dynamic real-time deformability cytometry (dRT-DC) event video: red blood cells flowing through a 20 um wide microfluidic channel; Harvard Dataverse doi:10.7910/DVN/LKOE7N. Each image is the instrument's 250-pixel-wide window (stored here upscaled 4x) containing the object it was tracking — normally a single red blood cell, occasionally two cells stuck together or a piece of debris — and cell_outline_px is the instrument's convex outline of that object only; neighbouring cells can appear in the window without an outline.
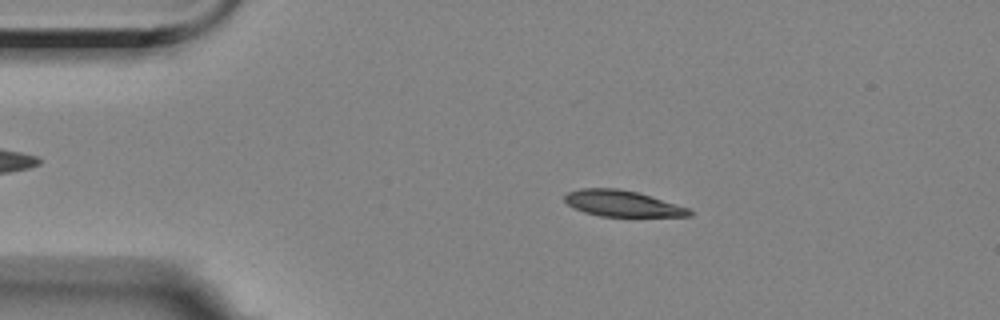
{"species": "Egyptian fruit bat (a non-hibernating species)", "species_latin": "Rousettus aegyptiacus", "temperature_condition": "room temperature", "stored_images_in_passage": 56, "camera_frame_rate_fps": 3000, "um_per_image_px": 0.085, "animal": {"sex": "female"}, "frame": {"image": 1, "passage_image": 10, "time_ms": 3.0, "image_size_px": [1000, 320], "cell_outline_px": [[692, 216], [600, 216], [584, 212], [568, 204], [564, 200], [564, 196], [568, 192], [580, 188], [616, 188], [640, 192], [688, 208], [692, 212]], "centroid_in_image_um": [52.89, 17.28], "position_along_channel_um": 32.1, "area_um2": 18.84}}
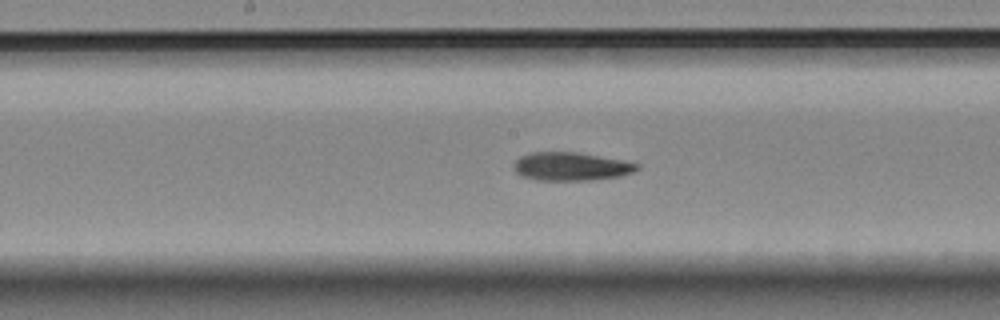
{"frame": {"image": 2, "passage_image": 28, "time_ms": 9.0, "image_size_px": [1000, 320], "cell_outline_px": [[640, 168], [632, 172], [620, 176], [588, 180], [536, 180], [520, 176], [512, 168], [512, 164], [520, 156], [532, 152], [576, 152], [620, 160], [640, 164]], "centroid_in_image_um": [48.47, 14.15], "position_along_channel_um": 199.7, "area_um2": 20.29}}
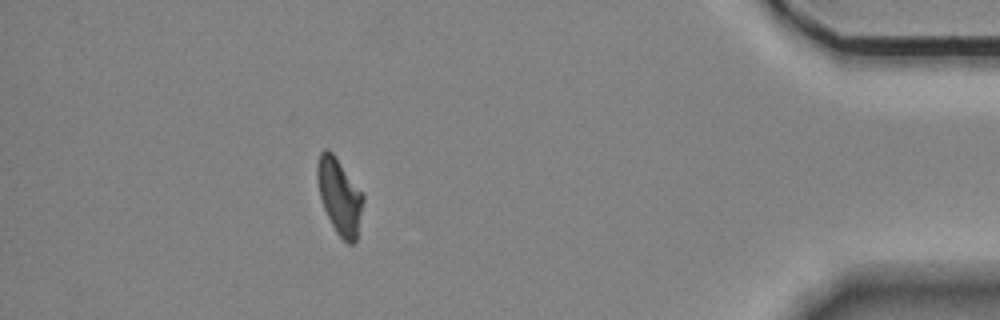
{"frame": {"image": 3, "passage_image": 50, "time_ms": 16.333, "image_size_px": [1000, 320], "cell_outline_px": [[364, 200], [356, 244], [348, 244], [336, 232], [324, 208], [320, 196], [316, 176], [316, 168], [320, 152], [324, 148], [328, 148], [332, 152], [364, 196]], "centroid_in_image_um": [28.85, 16.7], "position_along_channel_um": 406.3, "area_um2": 20.06}, "authors_computed_cell_mechanics": {"area_um2": 20.0277, "velocity_mm_per_s": 3.4904, "shape_relaxation_time_tau1_ms": 10.3386, "shape_relaxation_time_tau2_ms": 5.7445, "deformation_change_tau1": 0.2126, "deformation_change_tau2": 0.1341}}